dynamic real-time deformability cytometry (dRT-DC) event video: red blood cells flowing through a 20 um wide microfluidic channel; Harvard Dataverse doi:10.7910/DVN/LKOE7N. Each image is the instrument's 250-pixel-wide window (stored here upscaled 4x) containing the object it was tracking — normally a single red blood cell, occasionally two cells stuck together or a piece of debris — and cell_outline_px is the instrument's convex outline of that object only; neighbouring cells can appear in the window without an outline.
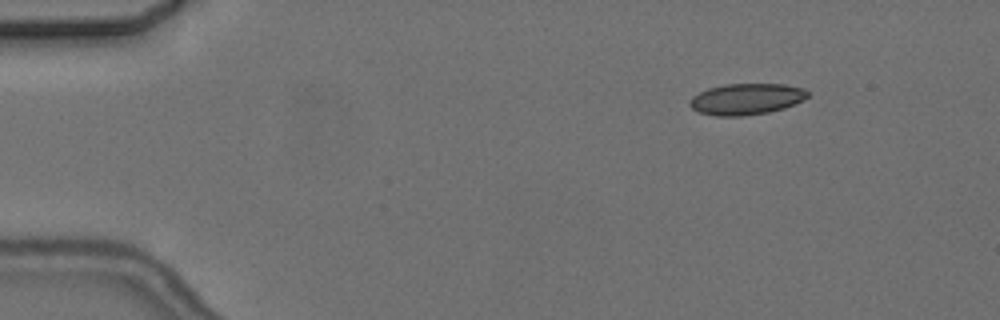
{"species": "common noctule bat (a hibernating species)", "species_latin": "Nyctalus noctula", "temperature_condition": "cold", "stored_images_in_passage": 5, "camera_frame_rate_fps": 3000, "um_per_image_px": 0.085, "animal": {"sex": "female", "body_mass_g": 24.6, "forearm_length_mm": 56.2}, "frame": {"image": 1, "passage_image": 2, "time_ms": 2.333, "image_size_px": [1000, 320], "cell_outline_px": [[808, 96], [804, 100], [784, 108], [768, 112], [744, 116], [716, 116], [700, 112], [692, 108], [688, 104], [688, 100], [692, 96], [708, 88], [724, 84], [784, 84], [804, 88], [808, 92]], "centroid_in_image_um": [63.43, 8.42], "position_along_channel_um": 21.6, "area_um2": 21.56}}
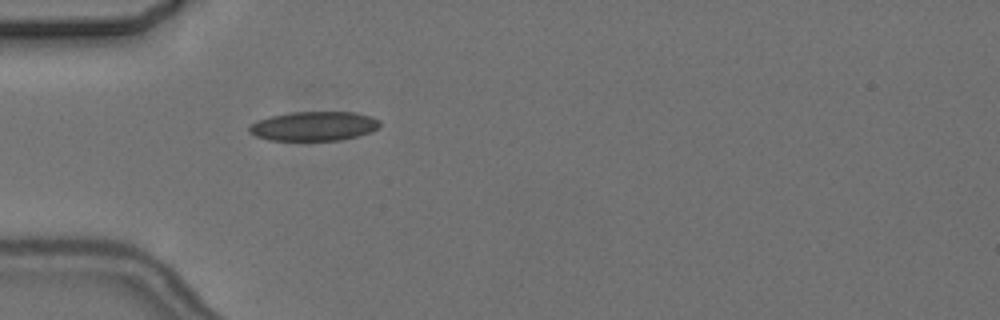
{"frame": {"image": 2, "passage_image": 5, "time_ms": 5.667, "image_size_px": [1000, 320], "cell_outline_px": [[380, 128], [372, 132], [340, 140], [268, 140], [256, 136], [248, 132], [248, 128], [256, 120], [272, 116], [292, 112], [352, 112], [372, 116], [380, 120]], "centroid_in_image_um": [26.7, 10.72], "position_along_channel_um": 58.3, "area_um2": 22.37}}